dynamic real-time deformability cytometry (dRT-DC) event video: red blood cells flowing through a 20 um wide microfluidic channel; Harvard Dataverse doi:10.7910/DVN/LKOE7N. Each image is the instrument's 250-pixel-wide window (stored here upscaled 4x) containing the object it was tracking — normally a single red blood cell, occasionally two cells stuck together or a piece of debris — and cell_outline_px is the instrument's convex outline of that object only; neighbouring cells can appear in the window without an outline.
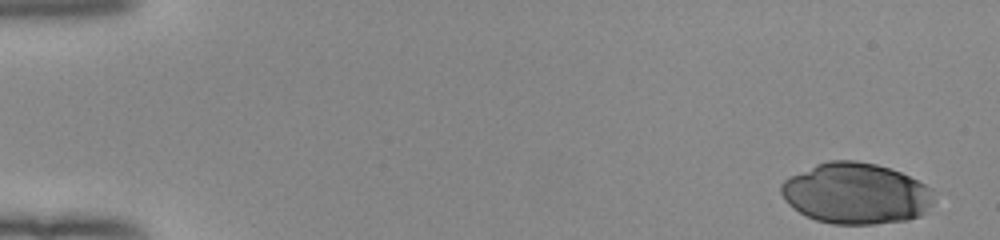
{"species": "human", "species_latin": "Homo sapiens", "temperature_condition": "room temperature", "stored_images_in_passage": 51, "camera_frame_rate_fps": 3000, "um_per_image_px": 0.085, "donor": {"sex": "female"}, "frame": {"image": 1, "passage_image": 1, "time_ms": 0.0, "image_size_px": [1000, 240], "cell_outline_px": [[932, 204], [920, 216], [908, 220], [876, 224], [832, 224], [816, 220], [804, 216], [788, 204], [784, 200], [780, 192], [780, 184], [788, 176], [816, 164], [828, 160], [856, 160], [876, 164], [900, 172], [932, 188]], "centroid_in_image_um": [72.71, 16.45], "position_along_channel_um": 12.3, "area_um2": 54.62}}